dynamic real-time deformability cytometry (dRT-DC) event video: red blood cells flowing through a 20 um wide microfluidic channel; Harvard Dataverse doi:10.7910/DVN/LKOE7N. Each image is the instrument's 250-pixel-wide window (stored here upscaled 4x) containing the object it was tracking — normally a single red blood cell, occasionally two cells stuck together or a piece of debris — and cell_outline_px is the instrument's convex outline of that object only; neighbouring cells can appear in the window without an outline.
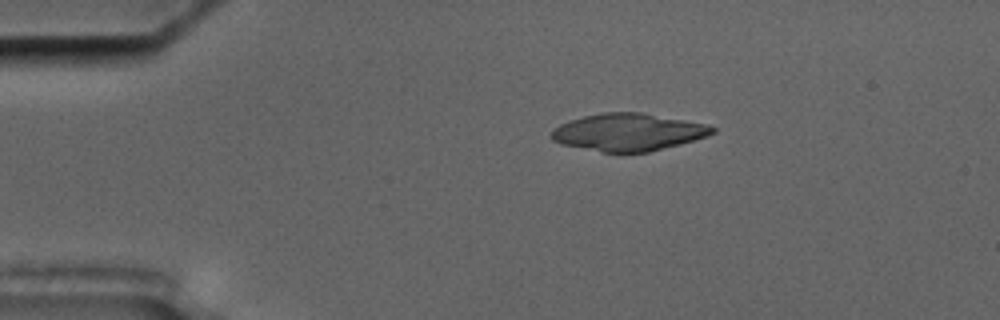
{"species": "common noctule bat (a hibernating species)", "species_latin": "Nyctalus noctula", "temperature_condition": "cold", "stored_images_in_passage": 5, "camera_frame_rate_fps": 3000, "um_per_image_px": 0.085, "animal": {"sex": "male", "body_mass_g": 17.5, "forearm_length_mm": 52.3}, "frame": {"image": 1, "passage_image": 4, "time_ms": 3.333, "image_size_px": [1000, 320], "cell_outline_px": [[716, 132], [708, 136], [680, 144], [648, 152], [600, 152], [564, 144], [552, 140], [548, 136], [560, 124], [568, 120], [584, 116], [604, 112], [640, 112], [708, 124], [716, 128]], "centroid_in_image_um": [53.42, 11.23], "position_along_channel_um": 31.6, "area_um2": 34.97}}